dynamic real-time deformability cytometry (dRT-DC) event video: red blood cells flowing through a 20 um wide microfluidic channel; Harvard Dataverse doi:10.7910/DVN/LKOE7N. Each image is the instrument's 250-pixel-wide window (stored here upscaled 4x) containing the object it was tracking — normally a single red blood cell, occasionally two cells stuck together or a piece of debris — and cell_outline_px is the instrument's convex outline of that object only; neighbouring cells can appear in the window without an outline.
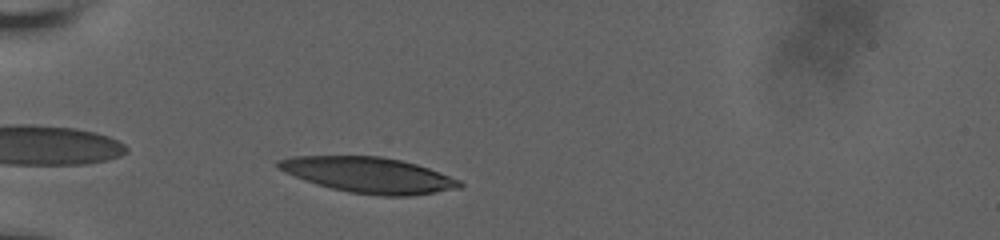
{"species": "human", "species_latin": "Homo sapiens", "temperature_condition": "room temperature", "stored_images_in_passage": 5, "camera_frame_rate_fps": 3000, "um_per_image_px": 0.085, "donor": {"sex": "male"}, "frame": {"image": 1, "passage_image": 3, "time_ms": 0.333, "image_size_px": [1000, 240], "cell_outline_px": [[464, 184], [460, 188], [436, 192], [408, 196], [380, 196], [348, 192], [332, 188], [284, 172], [276, 164], [276, 160], [292, 156], [380, 156], [400, 160], [416, 164], [440, 172], [460, 180]], "centroid_in_image_um": [31.38, 14.87], "position_along_channel_um": 53.6, "area_um2": 37.34}}